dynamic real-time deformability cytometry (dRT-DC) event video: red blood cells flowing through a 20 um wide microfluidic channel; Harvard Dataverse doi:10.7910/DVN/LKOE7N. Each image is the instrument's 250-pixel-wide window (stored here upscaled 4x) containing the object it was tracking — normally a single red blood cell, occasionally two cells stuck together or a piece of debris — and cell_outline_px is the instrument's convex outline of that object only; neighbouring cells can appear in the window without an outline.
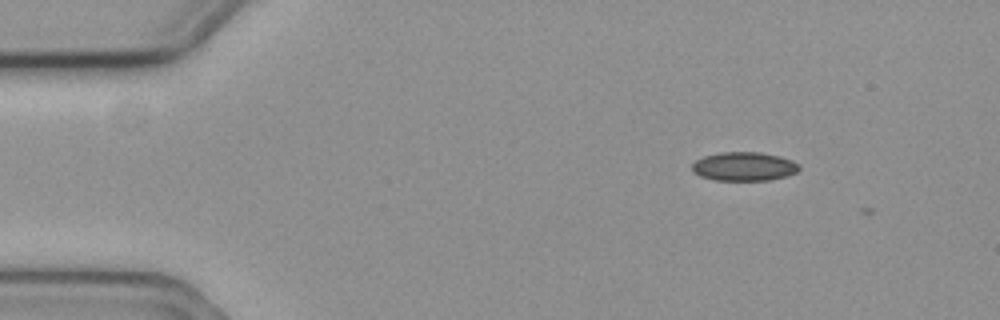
{"species": "common noctule bat (a hibernating species)", "species_latin": "Nyctalus noctula", "temperature_condition": "cold", "stored_images_in_passage": 2, "camera_frame_rate_fps": 3000, "um_per_image_px": 0.085, "animal": {"sex": "female", "body_mass_g": 19.3, "forearm_length_mm": 54.1}, "frame": {"image": 1, "passage_image": 1, "time_ms": 0.0, "image_size_px": [1000, 320], "cell_outline_px": [[800, 168], [796, 172], [788, 176], [768, 180], [716, 180], [700, 176], [692, 172], [692, 164], [696, 160], [704, 156], [720, 152], [760, 152], [780, 156], [792, 160], [800, 164]], "centroid_in_image_um": [63.26, 14.14], "position_along_channel_um": 21.7, "area_um2": 18.09}}